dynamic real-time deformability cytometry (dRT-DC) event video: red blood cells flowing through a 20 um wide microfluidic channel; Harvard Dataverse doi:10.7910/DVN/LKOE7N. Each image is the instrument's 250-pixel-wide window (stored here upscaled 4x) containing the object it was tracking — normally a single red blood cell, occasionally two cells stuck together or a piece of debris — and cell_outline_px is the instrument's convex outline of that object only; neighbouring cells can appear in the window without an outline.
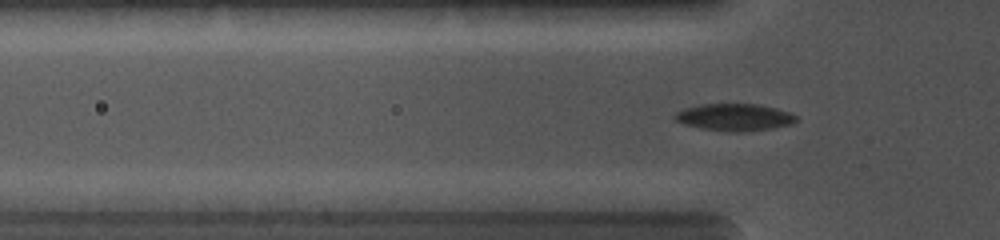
{"species": "common noctule bat (a hibernating species)", "species_latin": "Nyctalus noctula", "temperature_condition": "cold", "stored_images_in_passage": 59, "camera_frame_rate_fps": 5000, "um_per_image_px": 0.085, "animal": {"sex": "female", "body_mass_g": 19.0, "forearm_length_mm": 56.7}, "frame": {"image": 1, "passage_image": 21, "time_ms": 3.8, "image_size_px": [1000, 240], "cell_outline_px": [[796, 120], [788, 124], [768, 128], [736, 132], [700, 128], [684, 124], [676, 120], [672, 116], [676, 112], [684, 108], [700, 104], [756, 104], [776, 108], [788, 112], [796, 116]], "centroid_in_image_um": [62.35, 9.94], "position_along_channel_um": 63.5, "area_um2": 18.73}}
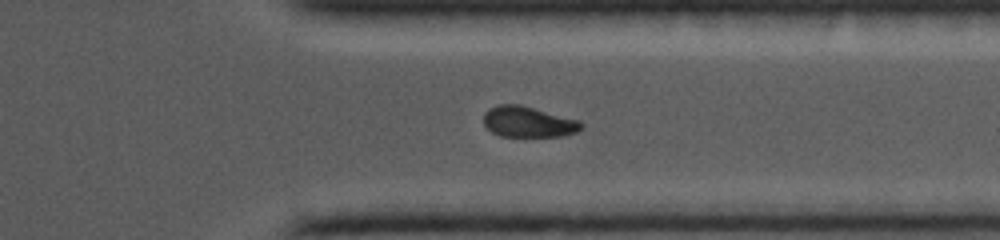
{"frame": {"image": 2, "passage_image": 43, "time_ms": 10.4, "image_size_px": [1000, 240], "cell_outline_px": [[584, 124], [576, 132], [564, 136], [500, 136], [492, 132], [484, 124], [484, 112], [488, 108], [500, 104], [520, 104], [580, 120]], "centroid_in_image_um": [44.9, 10.35], "position_along_channel_um": 366.5, "area_um2": 17.57}}
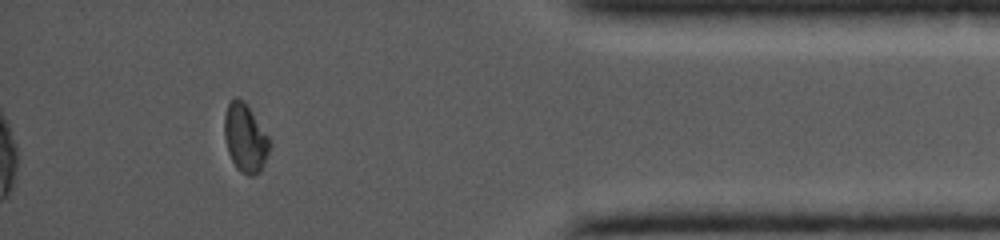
{"frame": {"image": 3, "passage_image": 51, "time_ms": 12.0, "image_size_px": [1000, 240], "cell_outline_px": [[268, 152], [264, 164], [260, 172], [252, 176], [248, 176], [240, 172], [236, 168], [228, 152], [224, 136], [224, 116], [228, 104], [236, 96], [248, 108], [268, 136]], "centroid_in_image_um": [20.81, 11.79], "position_along_channel_um": 414.4, "area_um2": 17.51}}